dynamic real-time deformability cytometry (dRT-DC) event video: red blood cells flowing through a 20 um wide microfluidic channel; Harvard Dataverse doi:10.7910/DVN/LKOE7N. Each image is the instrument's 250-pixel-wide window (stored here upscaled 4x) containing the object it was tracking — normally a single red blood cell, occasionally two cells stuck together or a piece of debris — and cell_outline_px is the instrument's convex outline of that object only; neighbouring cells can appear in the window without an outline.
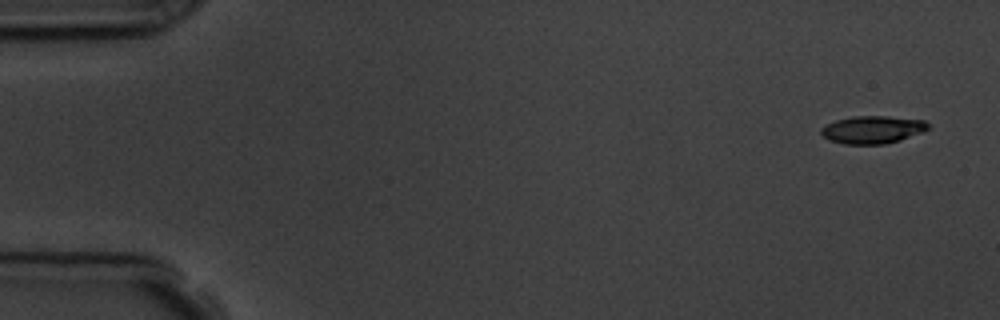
{"species": "common noctule bat (a hibernating species)", "species_latin": "Nyctalus noctula", "temperature_condition": "room temperature", "stored_images_in_passage": 5, "camera_frame_rate_fps": 3000, "um_per_image_px": 0.085, "animal": {"sex": "male", "body_mass_g": 19.5, "forearm_length_mm": 54.6}, "frame": {"image": 1, "passage_image": 1, "time_ms": 0.0, "image_size_px": [1000, 320], "cell_outline_px": [[928, 128], [920, 132], [900, 140], [884, 144], [844, 144], [828, 140], [820, 132], [820, 128], [836, 120], [852, 116], [888, 116], [924, 120], [928, 124]], "centroid_in_image_um": [74.12, 11.02], "position_along_channel_um": 10.9, "area_um2": 17.11}}
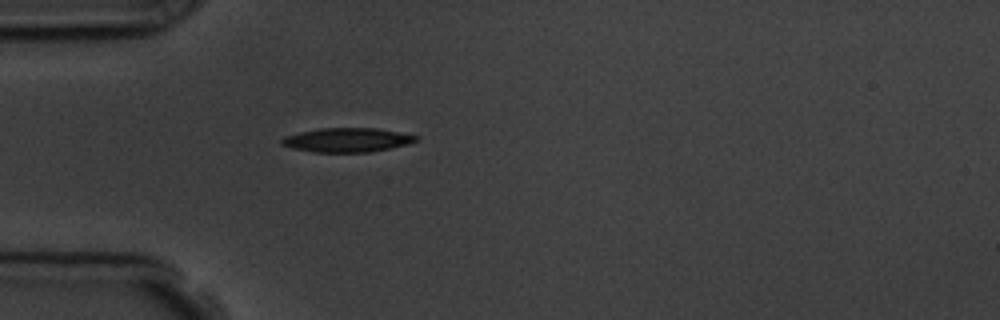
{"frame": {"image": 2, "passage_image": 5, "time_ms": 4.667, "image_size_px": [1000, 320], "cell_outline_px": [[416, 140], [408, 144], [372, 152], [312, 152], [292, 148], [280, 144], [280, 140], [284, 136], [300, 132], [320, 128], [376, 128], [400, 132], [416, 136]], "centroid_in_image_um": [29.46, 11.9], "position_along_channel_um": 55.5, "area_um2": 18.84}}